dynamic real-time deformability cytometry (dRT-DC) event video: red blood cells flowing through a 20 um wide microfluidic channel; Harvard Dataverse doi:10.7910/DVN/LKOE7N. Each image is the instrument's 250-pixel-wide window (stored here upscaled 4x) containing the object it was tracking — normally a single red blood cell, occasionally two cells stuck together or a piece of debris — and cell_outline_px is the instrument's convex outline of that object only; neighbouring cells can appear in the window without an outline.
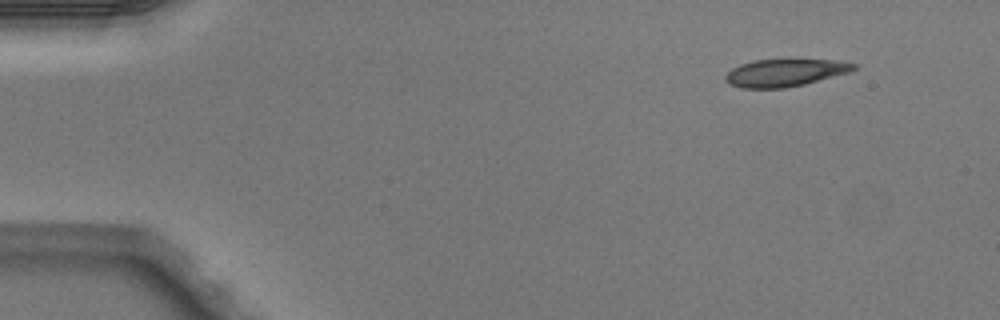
{"species": "Egyptian fruit bat (a non-hibernating species)", "species_latin": "Rousettus aegyptiacus", "temperature_condition": "warm", "stored_images_in_passage": 4, "segment_of_instrument_passage": [2, 2], "camera_frame_rate_fps": 3000, "um_per_image_px": 0.085, "animal": {"sex": "male"}, "frame": {"image": 1, "passage_image": 4, "time_ms": 1.0, "image_size_px": [1000, 320], "cell_outline_px": [[856, 68], [848, 72], [804, 84], [784, 88], [740, 88], [728, 84], [724, 80], [724, 76], [732, 68], [740, 64], [752, 60], [840, 60], [856, 64]], "centroid_in_image_um": [66.66, 6.18], "position_along_channel_um": 18.3, "area_um2": 20.4}}